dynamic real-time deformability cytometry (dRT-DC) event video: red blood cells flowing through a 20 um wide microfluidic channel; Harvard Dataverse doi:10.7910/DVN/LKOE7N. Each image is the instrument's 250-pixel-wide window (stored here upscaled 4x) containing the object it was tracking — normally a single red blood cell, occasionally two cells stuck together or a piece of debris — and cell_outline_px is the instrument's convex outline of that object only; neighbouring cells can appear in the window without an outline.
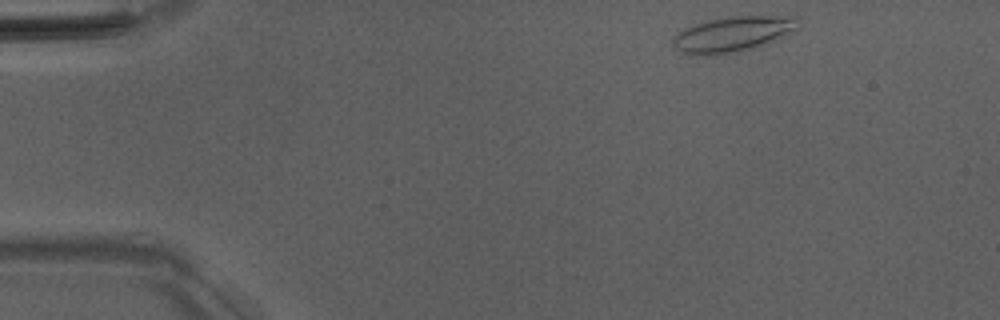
{"species": "Egyptian fruit bat (a non-hibernating species)", "species_latin": "Rousettus aegyptiacus", "temperature_condition": "room temperature", "stored_images_in_passage": 46, "camera_frame_rate_fps": 3000, "um_per_image_px": 0.085, "animal": {"sex": "male"}, "frame": {"image": 1, "passage_image": 2, "time_ms": 0.333, "image_size_px": [1000, 320], "cell_outline_px": [[800, 28], [764, 44], [752, 48], [736, 52], [708, 56], [680, 52], [672, 44], [672, 40], [684, 28], [708, 20], [732, 16], [792, 16]], "centroid_in_image_um": [62.25, 2.91], "position_along_channel_um": 22.7, "area_um2": 25.32}}
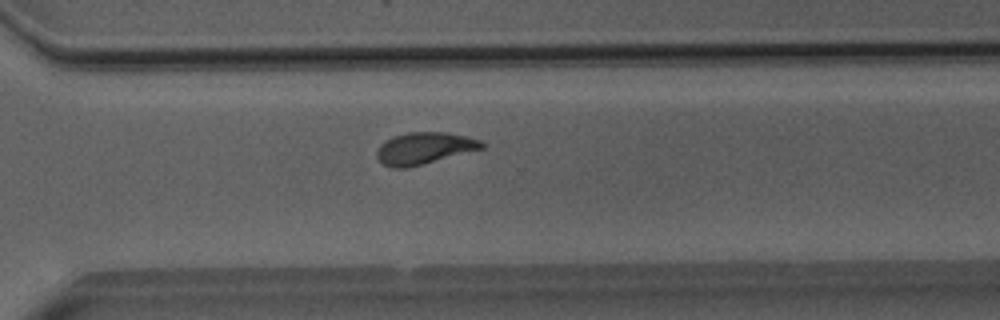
{"frame": {"image": 2, "passage_image": 32, "time_ms": 10.333, "image_size_px": [1000, 320], "cell_outline_px": [[484, 148], [424, 164], [408, 168], [392, 168], [384, 164], [376, 156], [376, 152], [380, 144], [392, 136], [408, 132], [448, 132], [480, 140], [484, 144]], "centroid_in_image_um": [36.04, 12.6], "position_along_channel_um": 334.6, "area_um2": 19.48}}
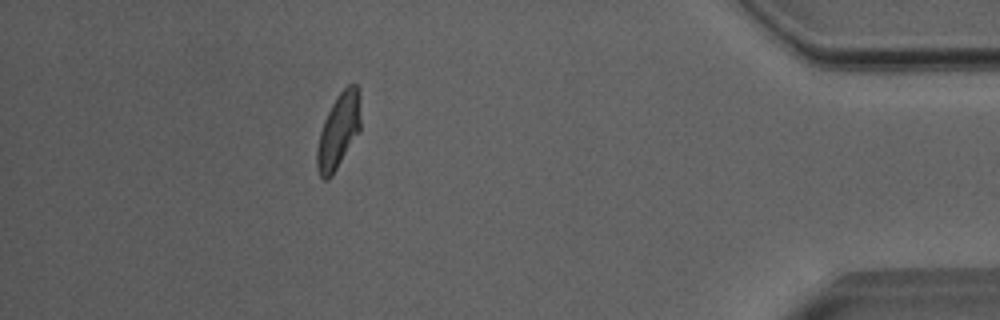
{"frame": {"image": 3, "passage_image": 41, "time_ms": 13.333, "image_size_px": [1000, 320], "cell_outline_px": [[360, 132], [332, 176], [328, 180], [324, 180], [320, 176], [316, 168], [316, 152], [320, 132], [324, 120], [336, 96], [348, 84], [356, 84], [360, 96]], "centroid_in_image_um": [28.78, 11.15], "position_along_channel_um": 406.4, "area_um2": 19.25}, "authors_computed_cell_mechanics": {"area_um2": 19.652, "velocity_mm_per_s": 4.0057, "shape_relaxation_time_tau1_ms": 5.3793, "shape_relaxation_time_tau2_ms": 1.5726, "deformation_change_tau1": 0.173, "deformation_change_tau2": 0.0739}}